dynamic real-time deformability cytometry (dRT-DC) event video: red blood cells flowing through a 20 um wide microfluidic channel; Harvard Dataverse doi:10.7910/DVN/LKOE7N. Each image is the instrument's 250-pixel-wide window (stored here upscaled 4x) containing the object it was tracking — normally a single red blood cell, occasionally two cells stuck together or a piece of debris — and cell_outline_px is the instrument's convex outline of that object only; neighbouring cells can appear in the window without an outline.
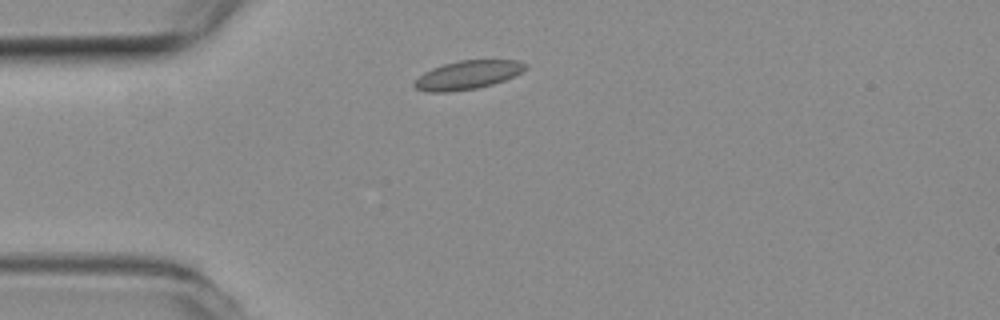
{"species": "common noctule bat (a hibernating species)", "species_latin": "Nyctalus noctula", "temperature_condition": "room temperature", "stored_images_in_passage": 7, "camera_frame_rate_fps": 3000, "um_per_image_px": 0.085, "animal": {"sex": "female", "body_mass_g": 19.3, "forearm_length_mm": 54.1}, "frame": {"image": 1, "passage_image": 2, "time_ms": 0.333, "image_size_px": [1000, 320], "cell_outline_px": [[528, 68], [504, 80], [492, 84], [476, 88], [452, 92], [428, 92], [416, 88], [412, 84], [424, 72], [432, 68], [444, 64], [460, 60], [516, 60], [528, 64]], "centroid_in_image_um": [39.74, 6.37], "position_along_channel_um": 45.3, "area_um2": 18.38}}
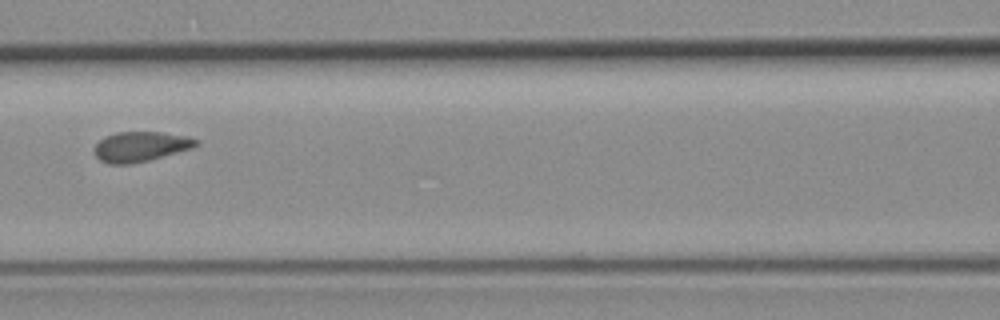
{"frame": {"image": 2, "passage_image": 5, "time_ms": 1.333, "image_size_px": [1000, 320], "cell_outline_px": [[200, 144], [188, 148], [148, 160], [128, 164], [108, 164], [100, 160], [96, 156], [96, 144], [104, 136], [116, 132], [160, 132], [188, 136], [196, 140]], "centroid_in_image_um": [11.9, 12.44], "position_along_channel_um": 154.7, "area_um2": 17.34}}
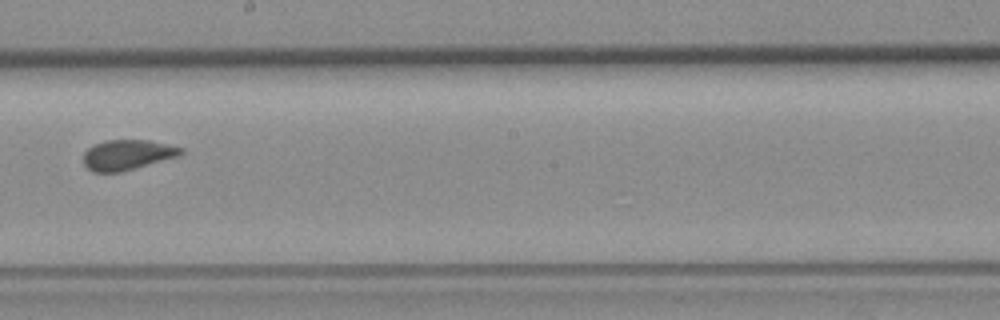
{"frame": {"image": 3, "passage_image": 7, "time_ms": 2.0, "image_size_px": [1000, 320], "cell_outline_px": [[184, 152], [180, 156], [120, 172], [92, 172], [84, 164], [84, 152], [88, 148], [104, 140], [148, 140], [184, 148]], "centroid_in_image_um": [10.84, 13.16], "position_along_channel_um": 237.4, "area_um2": 17.11}}